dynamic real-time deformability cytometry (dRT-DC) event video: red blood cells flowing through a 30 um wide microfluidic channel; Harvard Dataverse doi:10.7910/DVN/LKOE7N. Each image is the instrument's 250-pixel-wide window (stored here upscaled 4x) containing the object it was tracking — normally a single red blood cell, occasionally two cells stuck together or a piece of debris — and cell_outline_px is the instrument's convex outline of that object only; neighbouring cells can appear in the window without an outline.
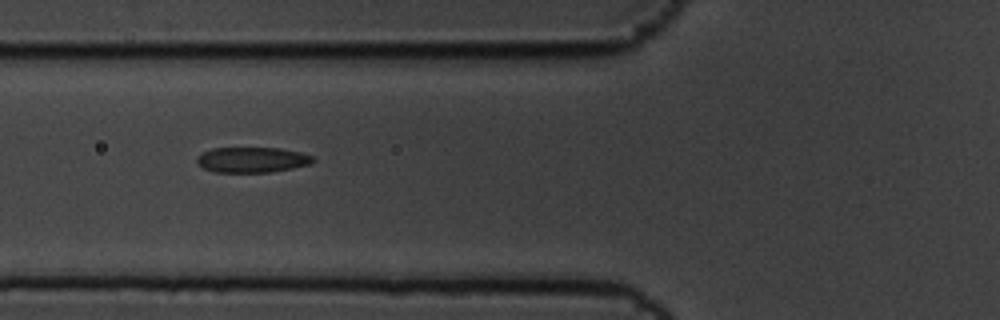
{"species": "common noctule bat (a hibernating species)", "species_latin": "Nyctalus noctula", "temperature_condition": "cold", "stored_images_in_passage": 8, "camera_frame_rate_fps": 3000, "um_per_image_px": 0.085, "animal": {"sex": "male", "body_mass_g": 19.5, "forearm_length_mm": 54.6}, "frame": {"image": 1, "passage_image": 7, "time_ms": 2.0, "image_size_px": [1000, 320], "cell_outline_px": [[316, 160], [312, 164], [272, 172], [216, 172], [204, 168], [196, 164], [196, 156], [212, 148], [280, 148], [300, 152], [312, 156]], "centroid_in_image_um": [21.43, 13.58], "position_along_channel_um": 104.4, "area_um2": 17.28}}
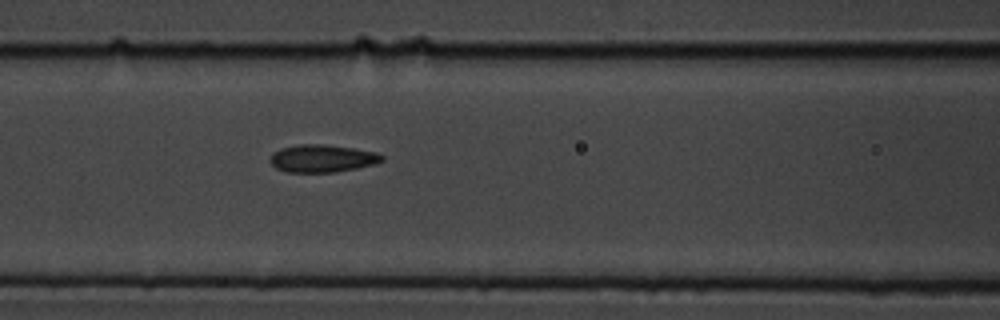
{"frame": {"image": 2, "passage_image": 8, "time_ms": 2.333, "image_size_px": [1000, 320], "cell_outline_px": [[384, 160], [376, 164], [336, 172], [288, 172], [276, 168], [272, 164], [272, 152], [280, 148], [300, 144], [324, 144], [352, 148], [376, 152], [384, 156]], "centroid_in_image_um": [27.42, 13.46], "position_along_channel_um": 139.2, "area_um2": 17.92}}